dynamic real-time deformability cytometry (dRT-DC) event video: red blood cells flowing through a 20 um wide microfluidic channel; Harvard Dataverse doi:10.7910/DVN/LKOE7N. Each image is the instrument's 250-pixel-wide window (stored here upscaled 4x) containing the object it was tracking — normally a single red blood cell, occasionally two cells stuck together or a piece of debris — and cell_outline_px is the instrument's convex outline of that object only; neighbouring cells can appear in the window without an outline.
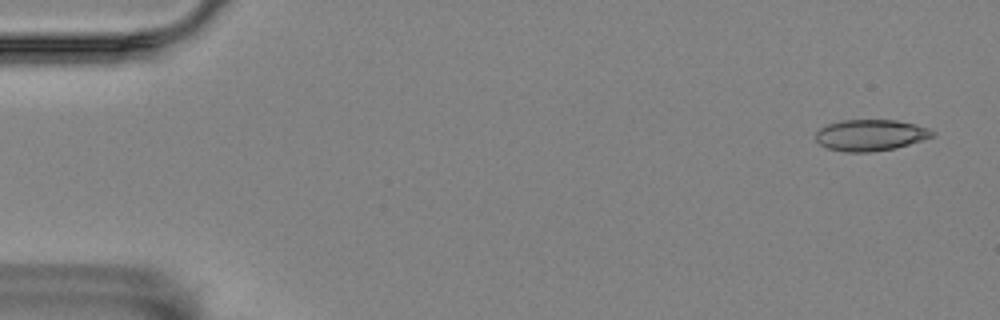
{"species": "Egyptian fruit bat (a non-hibernating species)", "species_latin": "Rousettus aegyptiacus", "temperature_condition": "room temperature", "stored_images_in_passage": 5, "camera_frame_rate_fps": 3000, "um_per_image_px": 0.085, "animal": {"sex": "female"}, "frame": {"image": 1, "passage_image": 1, "time_ms": 0.0, "image_size_px": [1000, 320], "cell_outline_px": [[936, 136], [924, 140], [896, 148], [872, 152], [844, 152], [828, 148], [820, 144], [816, 140], [816, 132], [820, 128], [828, 124], [840, 120], [896, 120], [928, 128], [936, 132]], "centroid_in_image_um": [74.01, 11.49], "position_along_channel_um": 11.0, "area_um2": 21.39}}